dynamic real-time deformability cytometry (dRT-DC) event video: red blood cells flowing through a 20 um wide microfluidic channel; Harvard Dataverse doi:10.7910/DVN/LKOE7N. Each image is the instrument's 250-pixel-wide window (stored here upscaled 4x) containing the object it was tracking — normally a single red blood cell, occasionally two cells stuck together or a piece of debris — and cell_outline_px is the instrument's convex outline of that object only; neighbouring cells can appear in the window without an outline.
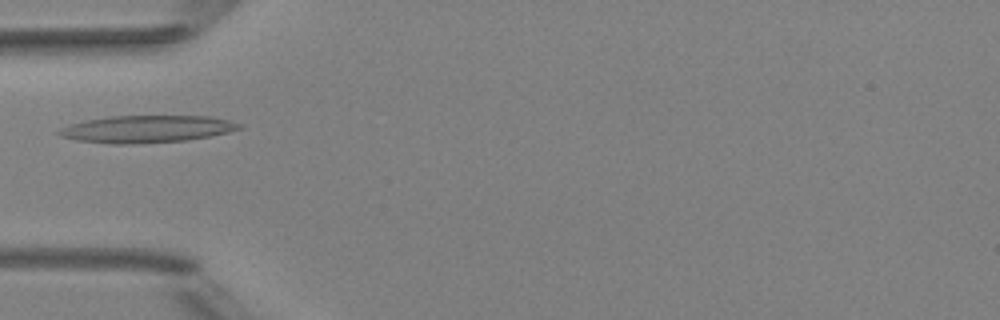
{"species": "Egyptian fruit bat (a non-hibernating species)", "species_latin": "Rousettus aegyptiacus", "temperature_condition": "room temperature", "stored_images_in_passage": 4, "camera_frame_rate_fps": 3000, "um_per_image_px": 0.085, "animal": {"sex": "female"}, "frame": {"image": 1, "passage_image": 4, "time_ms": 3.333, "image_size_px": [1000, 320], "cell_outline_px": [[244, 128], [228, 132], [188, 140], [128, 144], [112, 144], [76, 140], [60, 136], [56, 132], [60, 128], [84, 120], [108, 116], [208, 116], [228, 120], [244, 124]], "centroid_in_image_um": [12.47, 10.96], "position_along_channel_um": 72.5, "area_um2": 28.61}}